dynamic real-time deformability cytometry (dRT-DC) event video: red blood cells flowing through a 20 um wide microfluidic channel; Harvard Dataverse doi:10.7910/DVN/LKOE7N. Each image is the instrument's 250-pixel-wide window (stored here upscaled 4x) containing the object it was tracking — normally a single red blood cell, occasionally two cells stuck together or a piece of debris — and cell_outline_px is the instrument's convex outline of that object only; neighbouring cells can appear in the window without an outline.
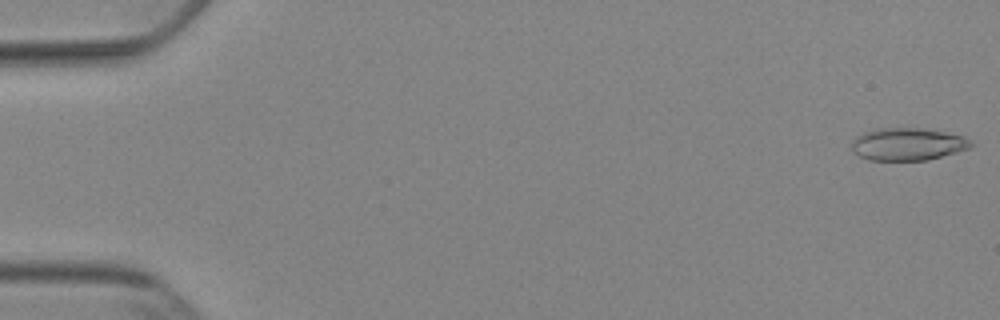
{"species": "Egyptian fruit bat (a non-hibernating species)", "species_latin": "Rousettus aegyptiacus", "temperature_condition": "cold", "stored_images_in_passage": 52, "camera_frame_rate_fps": 3000, "um_per_image_px": 0.085, "animal": {"sex": "female"}, "frame": {"image": 1, "passage_image": 1, "time_ms": 0.0, "image_size_px": [1000, 320], "cell_outline_px": [[976, 144], [972, 148], [928, 160], [868, 160], [852, 152], [852, 140], [856, 136], [864, 132], [876, 128], [920, 128], [944, 132], [964, 136], [972, 140]], "centroid_in_image_um": [77.19, 12.25], "position_along_channel_um": 7.8, "area_um2": 22.89}}
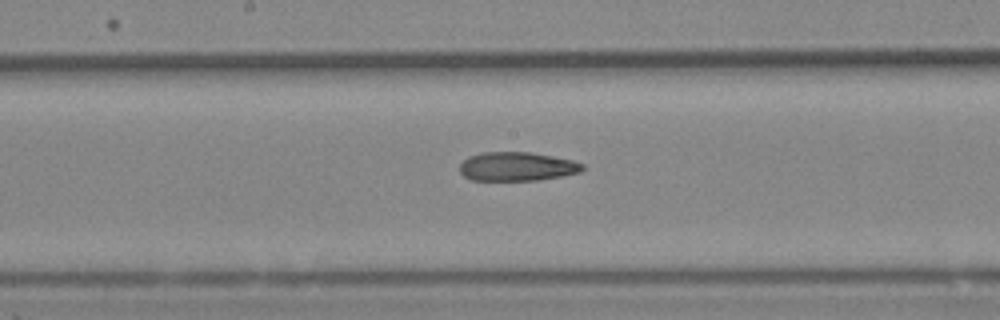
{"frame": {"image": 2, "passage_image": 28, "time_ms": 9.0, "image_size_px": [1000, 320], "cell_outline_px": [[584, 168], [580, 172], [540, 180], [472, 180], [464, 176], [460, 172], [460, 164], [468, 156], [480, 152], [528, 152], [552, 156], [572, 160], [584, 164]], "centroid_in_image_um": [43.92, 14.15], "position_along_channel_um": 204.3, "area_um2": 20.63}}
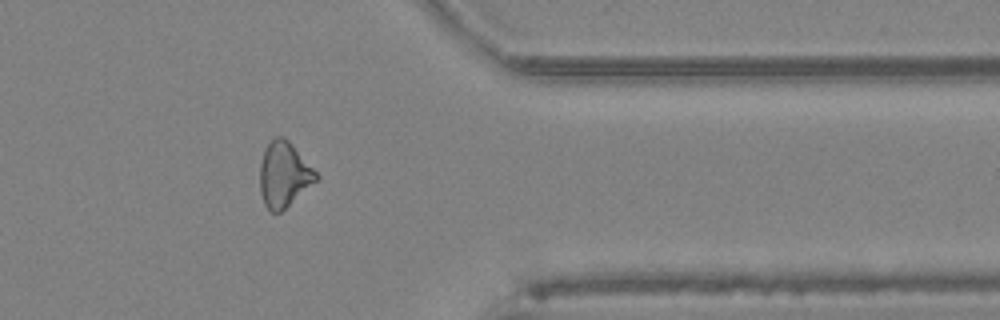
{"frame": {"image": 3, "passage_image": 43, "time_ms": 14.0, "image_size_px": [1000, 320], "cell_outline_px": [[320, 180], [280, 212], [272, 212], [264, 204], [260, 192], [260, 164], [264, 152], [272, 136], [284, 136], [292, 144], [320, 176]], "centroid_in_image_um": [24.16, 14.83], "position_along_channel_um": 387.2, "area_um2": 21.5}, "authors_computed_cell_mechanics": {"area_um2": 21.8195, "velocity_mm_per_s": 3.8956, "shape_relaxation_time_tau1_ms": null, "shape_relaxation_time_tau2_ms": 7.5589, "deformation_change_tau1": null, "deformation_change_tau2": 0.1904}}